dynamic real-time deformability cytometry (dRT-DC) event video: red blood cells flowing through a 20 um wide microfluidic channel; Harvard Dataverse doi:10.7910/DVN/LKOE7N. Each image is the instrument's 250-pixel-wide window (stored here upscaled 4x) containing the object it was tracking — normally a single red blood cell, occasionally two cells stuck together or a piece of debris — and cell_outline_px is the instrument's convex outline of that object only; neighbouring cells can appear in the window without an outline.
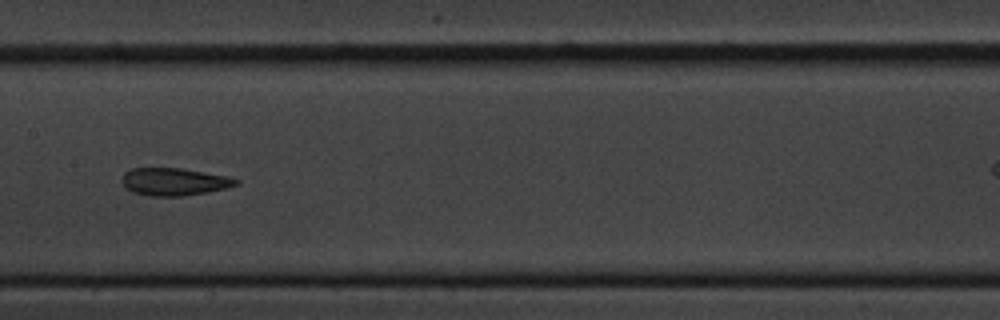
{"species": "common noctule bat (a hibernating species)", "species_latin": "Nyctalus noctula", "temperature_condition": "cold", "stored_images_in_passage": 10, "segment_of_instrument_passage": [1, 2], "camera_frame_rate_fps": 3000, "um_per_image_px": 0.085, "animal": {"sex": "male", "body_mass_g": 20.1, "forearm_length_mm": 53.5}, "frame": {"image": 1, "passage_image": 9, "time_ms": 9.667, "image_size_px": [1000, 320], "cell_outline_px": [[240, 184], [228, 188], [208, 192], [184, 196], [148, 196], [132, 192], [120, 180], [124, 172], [132, 168], [180, 168], [204, 172], [224, 176], [240, 180]], "centroid_in_image_um": [14.8, 15.45], "position_along_channel_um": 192.6, "area_um2": 18.38}}